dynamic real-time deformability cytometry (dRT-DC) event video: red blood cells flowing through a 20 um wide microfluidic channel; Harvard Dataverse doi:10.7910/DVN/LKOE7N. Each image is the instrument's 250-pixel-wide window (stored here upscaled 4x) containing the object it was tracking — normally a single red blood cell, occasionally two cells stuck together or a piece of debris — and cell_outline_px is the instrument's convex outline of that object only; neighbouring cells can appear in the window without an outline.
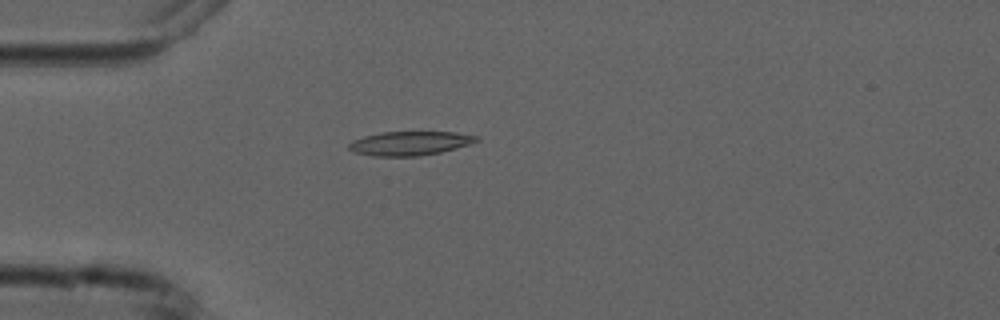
{"species": "common noctule bat (a hibernating species)", "species_latin": "Nyctalus noctula", "temperature_condition": "cold", "stored_images_in_passage": 3, "camera_frame_rate_fps": 3000, "um_per_image_px": 0.085, "animal": {"sex": "male", "forearm_length_mm": 52.5}, "frame": {"image": 1, "passage_image": 3, "time_ms": 2.333, "image_size_px": [1000, 320], "cell_outline_px": [[480, 140], [456, 148], [440, 152], [420, 156], [372, 156], [352, 152], [348, 148], [348, 144], [352, 140], [364, 136], [380, 132], [456, 132], [480, 136]], "centroid_in_image_um": [34.81, 12.18], "position_along_channel_um": 50.2, "area_um2": 17.98}}